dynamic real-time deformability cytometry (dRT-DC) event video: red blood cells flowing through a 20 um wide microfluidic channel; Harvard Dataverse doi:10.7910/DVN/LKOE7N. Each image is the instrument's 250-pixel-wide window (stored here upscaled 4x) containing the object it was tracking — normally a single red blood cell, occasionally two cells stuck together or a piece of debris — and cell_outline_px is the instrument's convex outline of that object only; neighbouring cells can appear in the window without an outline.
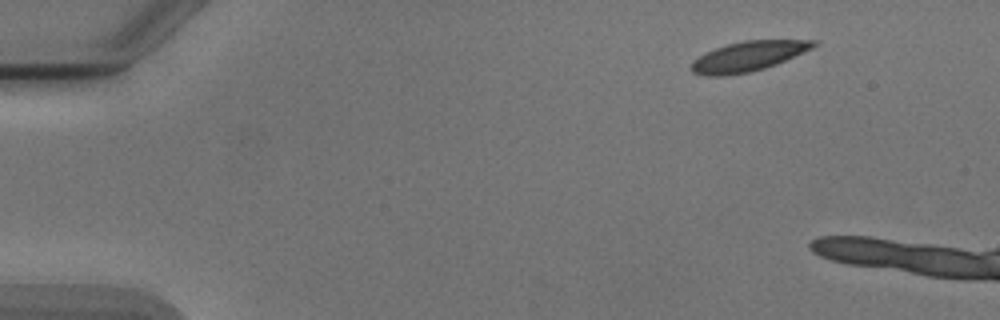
{"species": "Egyptian fruit bat (a non-hibernating species)", "species_latin": "Rousettus aegyptiacus", "temperature_condition": "cold", "stored_images_in_passage": 7, "camera_frame_rate_fps": 3000, "um_per_image_px": 0.085, "animal": {"sex": "male"}, "frame": {"image": 1, "passage_image": 1, "time_ms": 0.0, "image_size_px": [1000, 320], "cell_outline_px": [[816, 44], [812, 48], [776, 64], [764, 68], [748, 72], [724, 76], [708, 76], [692, 72], [692, 60], [704, 52], [728, 44], [744, 40], [816, 40]], "centroid_in_image_um": [63.56, 4.78], "position_along_channel_um": 21.4, "area_um2": 21.04}}